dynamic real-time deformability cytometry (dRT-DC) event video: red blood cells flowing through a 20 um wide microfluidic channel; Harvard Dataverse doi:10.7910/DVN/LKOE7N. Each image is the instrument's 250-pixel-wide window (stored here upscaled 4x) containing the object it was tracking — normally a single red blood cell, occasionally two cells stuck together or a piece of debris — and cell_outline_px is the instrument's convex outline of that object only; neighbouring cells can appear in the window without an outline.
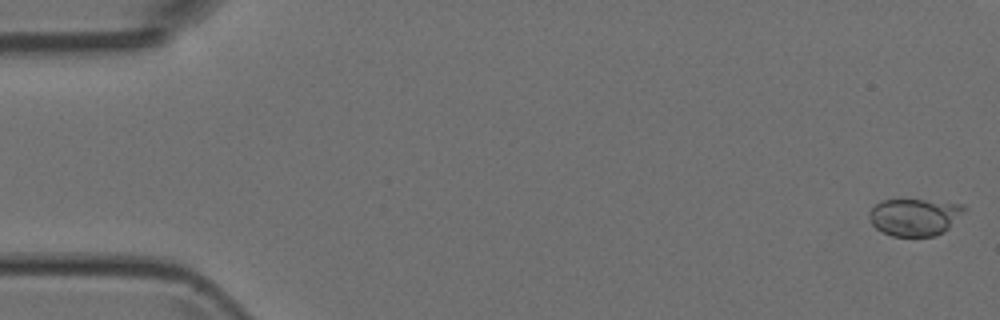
{"species": "Egyptian fruit bat (a non-hibernating species)", "species_latin": "Rousettus aegyptiacus", "temperature_condition": "room temperature", "stored_images_in_passage": 5, "camera_frame_rate_fps": 3000, "um_per_image_px": 0.085, "animal": {"sex": "female"}, "frame": {"image": 1, "passage_image": 1, "time_ms": 0.0, "image_size_px": [1000, 320], "cell_outline_px": [[968, 208], [944, 232], [936, 236], [892, 236], [876, 228], [872, 224], [868, 216], [872, 208], [880, 200], [924, 200], [964, 204]], "centroid_in_image_um": [77.76, 18.44], "position_along_channel_um": 7.2, "area_um2": 20.58}}